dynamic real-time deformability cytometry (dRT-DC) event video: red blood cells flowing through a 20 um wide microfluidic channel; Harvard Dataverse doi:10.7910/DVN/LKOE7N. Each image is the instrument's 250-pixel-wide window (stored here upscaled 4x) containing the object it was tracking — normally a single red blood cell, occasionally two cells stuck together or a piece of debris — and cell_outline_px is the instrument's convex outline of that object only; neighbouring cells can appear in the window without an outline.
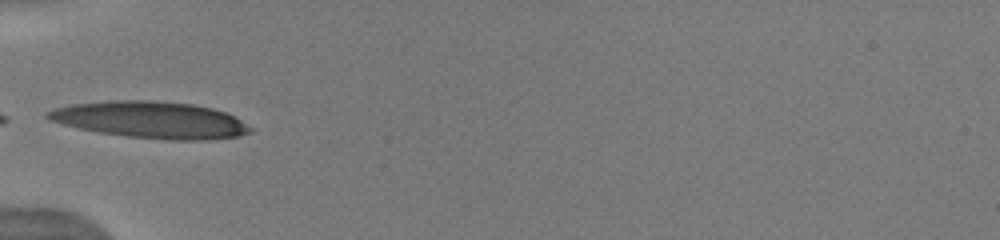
{"species": "human", "species_latin": "Homo sapiens", "temperature_condition": "warm", "stored_images_in_passage": 6, "camera_frame_rate_fps": 3000, "um_per_image_px": 0.085, "donor": {"sex": "male"}, "frame": {"image": 1, "passage_image": 5, "time_ms": 4.667, "image_size_px": [1000, 240], "cell_outline_px": [[252, 132], [240, 136], [212, 140], [168, 140], [128, 136], [96, 132], [48, 120], [44, 116], [44, 112], [56, 108], [72, 104], [112, 100], [148, 100], [192, 104], [212, 108], [224, 112], [240, 120], [252, 128]], "centroid_in_image_um": [12.8, 10.19], "position_along_channel_um": 72.2, "area_um2": 43.29}}